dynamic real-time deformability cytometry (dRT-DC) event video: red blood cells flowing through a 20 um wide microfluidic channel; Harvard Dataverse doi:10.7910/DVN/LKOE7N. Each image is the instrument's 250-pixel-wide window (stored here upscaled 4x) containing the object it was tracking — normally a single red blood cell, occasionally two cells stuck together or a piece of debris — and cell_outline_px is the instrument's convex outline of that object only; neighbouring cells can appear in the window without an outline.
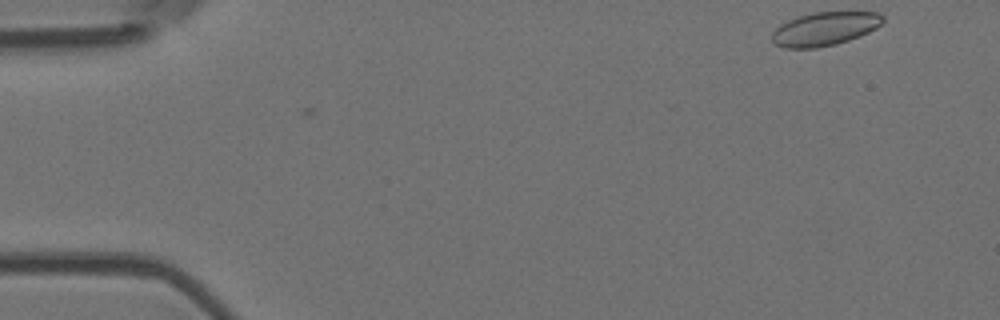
{"species": "Egyptian fruit bat (a non-hibernating species)", "species_latin": "Rousettus aegyptiacus", "temperature_condition": "room temperature", "stored_images_in_passage": 4, "camera_frame_rate_fps": 3000, "um_per_image_px": 0.085, "animal": {"sex": "female"}, "frame": {"image": 1, "passage_image": 1, "time_ms": 0.0, "image_size_px": [1000, 320], "cell_outline_px": [[884, 20], [876, 28], [860, 36], [836, 44], [816, 48], [784, 48], [776, 44], [772, 40], [772, 32], [780, 24], [788, 20], [812, 12], [880, 12], [884, 16]], "centroid_in_image_um": [70.1, 2.45], "position_along_channel_um": 14.9, "area_um2": 21.68}}
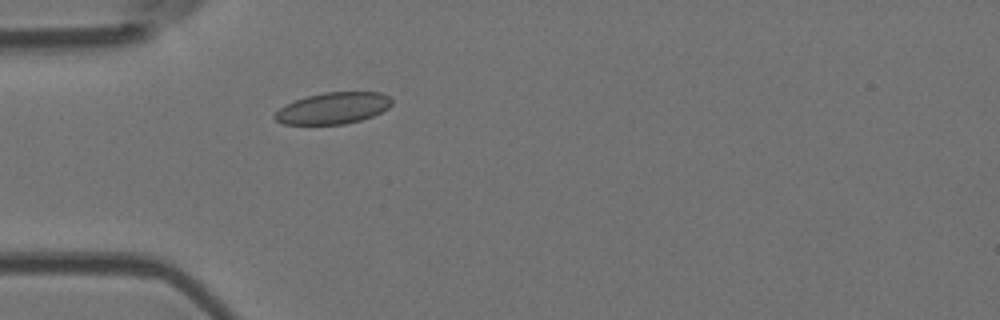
{"frame": {"image": 2, "passage_image": 4, "time_ms": 1.0, "image_size_px": [1000, 320], "cell_outline_px": [[392, 104], [388, 108], [372, 116], [360, 120], [344, 124], [284, 124], [276, 120], [272, 116], [280, 108], [296, 100], [308, 96], [324, 92], [380, 92], [388, 96], [392, 100]], "centroid_in_image_um": [28.33, 9.19], "position_along_channel_um": 56.7, "area_um2": 21.21}}